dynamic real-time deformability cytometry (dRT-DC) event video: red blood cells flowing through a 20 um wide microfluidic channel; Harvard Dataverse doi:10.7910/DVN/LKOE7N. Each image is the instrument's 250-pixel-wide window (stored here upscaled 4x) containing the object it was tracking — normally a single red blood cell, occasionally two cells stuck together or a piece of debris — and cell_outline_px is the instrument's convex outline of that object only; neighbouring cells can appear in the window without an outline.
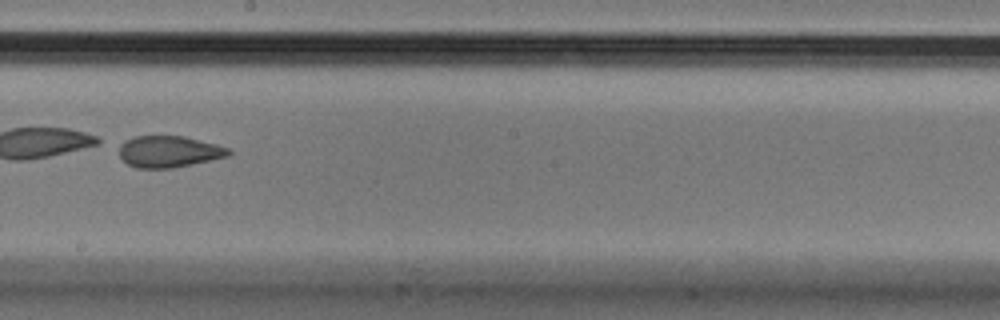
{"species": "Egyptian fruit bat (a non-hibernating species)", "species_latin": "Rousettus aegyptiacus", "temperature_condition": "cold", "stored_images_in_passage": 12, "camera_frame_rate_fps": 3000, "um_per_image_px": 0.085, "animal": {"sex": "male"}, "frame": {"image": 1, "passage_image": 6, "time_ms": 1.667, "image_size_px": [1000, 320], "cell_outline_px": [[232, 152], [228, 156], [192, 164], [172, 168], [136, 168], [128, 164], [120, 156], [116, 144], [132, 136], [184, 136], [216, 144], [228, 148]], "centroid_in_image_um": [14.29, 12.87], "position_along_channel_um": 233.9, "area_um2": 20.29}}